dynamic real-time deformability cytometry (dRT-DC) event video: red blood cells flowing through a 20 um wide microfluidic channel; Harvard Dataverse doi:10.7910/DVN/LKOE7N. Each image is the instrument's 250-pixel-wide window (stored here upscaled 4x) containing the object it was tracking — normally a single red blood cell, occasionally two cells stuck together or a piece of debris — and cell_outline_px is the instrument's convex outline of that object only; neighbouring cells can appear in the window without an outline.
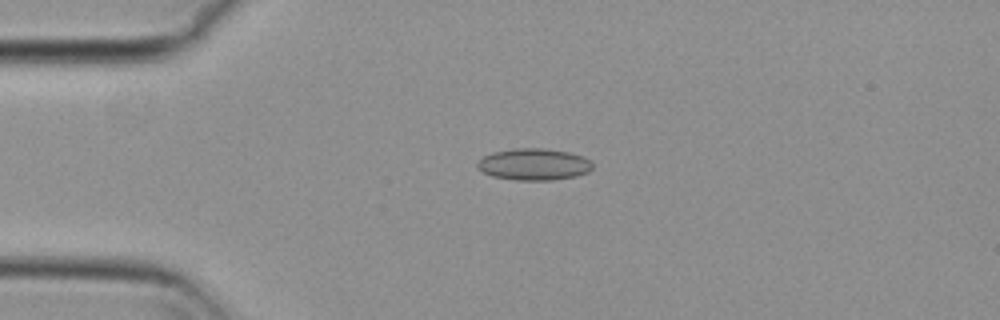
{"species": "common noctule bat (a hibernating species)", "species_latin": "Nyctalus noctula", "temperature_condition": "cold", "stored_images_in_passage": 49, "camera_frame_rate_fps": 3000, "um_per_image_px": 0.085, "animal": {"sex": "female", "body_mass_g": 29.2, "forearm_length_mm": 56.3}, "frame": {"image": 1, "passage_image": 7, "time_ms": 2.0, "image_size_px": [1000, 320], "cell_outline_px": [[592, 168], [588, 172], [576, 176], [552, 180], [516, 180], [492, 176], [476, 168], [476, 160], [492, 152], [512, 148], [544, 148], [568, 152], [584, 156], [592, 164]], "centroid_in_image_um": [45.34, 13.96], "position_along_channel_um": 39.7, "area_um2": 21.44}}
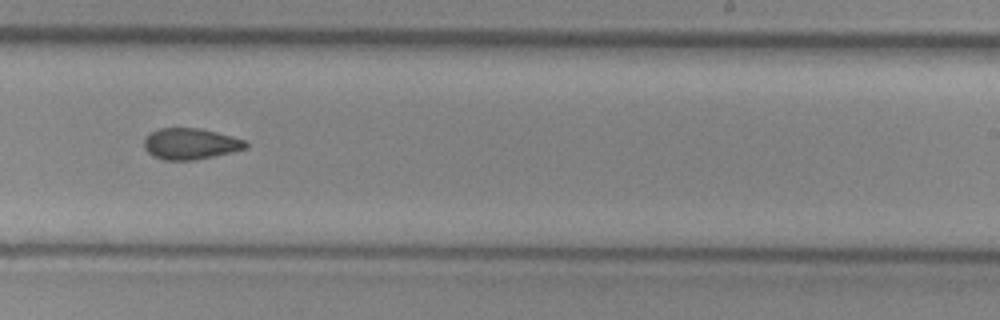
{"frame": {"image": 2, "passage_image": 28, "time_ms": 9.0, "image_size_px": [1000, 320], "cell_outline_px": [[248, 148], [232, 152], [196, 160], [164, 160], [152, 156], [144, 148], [144, 140], [152, 132], [160, 128], [200, 128], [248, 140]], "centroid_in_image_um": [16.23, 12.23], "position_along_channel_um": 272.8, "area_um2": 18.55}}
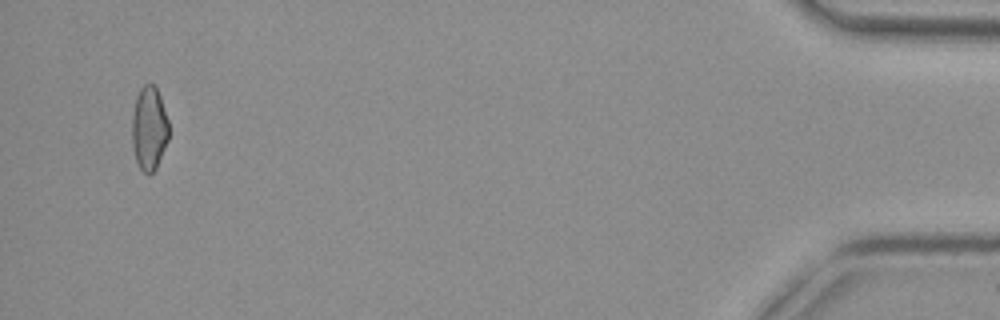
{"frame": {"image": 3, "passage_image": 47, "time_ms": 15.333, "image_size_px": [1000, 320], "cell_outline_px": [[168, 140], [156, 168], [148, 176], [140, 168], [136, 160], [132, 148], [132, 116], [136, 96], [140, 88], [144, 84], [152, 84], [156, 88], [160, 96], [168, 120]], "centroid_in_image_um": [12.66, 10.92], "position_along_channel_um": 422.5, "area_um2": 17.98}, "authors_computed_cell_mechanics": {"area_um2": 18.785, "velocity_mm_per_s": 3.7337, "shape_relaxation_time_tau1_ms": null, "shape_relaxation_time_tau2_ms": 6.0555, "deformation_change_tau1": null, "deformation_change_tau2": 0.1314}}